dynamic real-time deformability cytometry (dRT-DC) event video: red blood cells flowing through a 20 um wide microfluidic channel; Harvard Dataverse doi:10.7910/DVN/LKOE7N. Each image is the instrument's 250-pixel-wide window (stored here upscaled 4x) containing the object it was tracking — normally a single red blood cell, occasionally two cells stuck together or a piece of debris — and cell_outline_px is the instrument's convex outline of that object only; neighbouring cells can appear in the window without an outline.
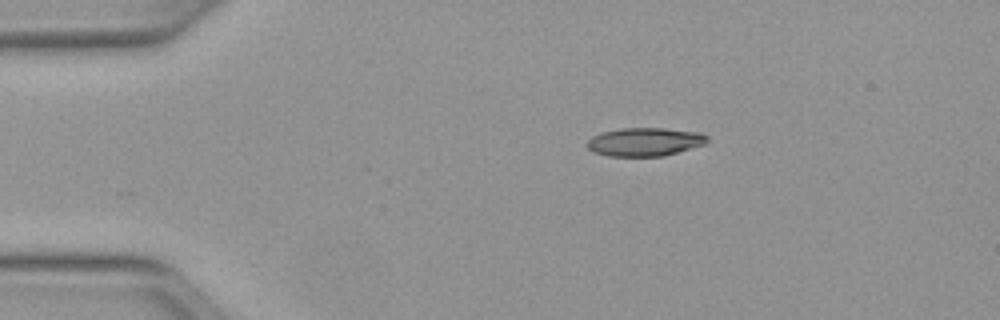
{"species": "Egyptian fruit bat (a non-hibernating species)", "species_latin": "Rousettus aegyptiacus", "temperature_condition": "warm", "stored_images_in_passage": 40, "camera_frame_rate_fps": 3000, "um_per_image_px": 0.085, "animal": {"sex": "female"}, "frame": {"image": 1, "passage_image": 1, "time_ms": 0.0, "image_size_px": [1000, 320], "cell_outline_px": [[708, 144], [664, 156], [608, 156], [592, 152], [584, 144], [592, 136], [600, 132], [620, 128], [664, 128], [700, 132], [708, 136]], "centroid_in_image_um": [54.81, 12.06], "position_along_channel_um": 30.2, "area_um2": 20.29}}
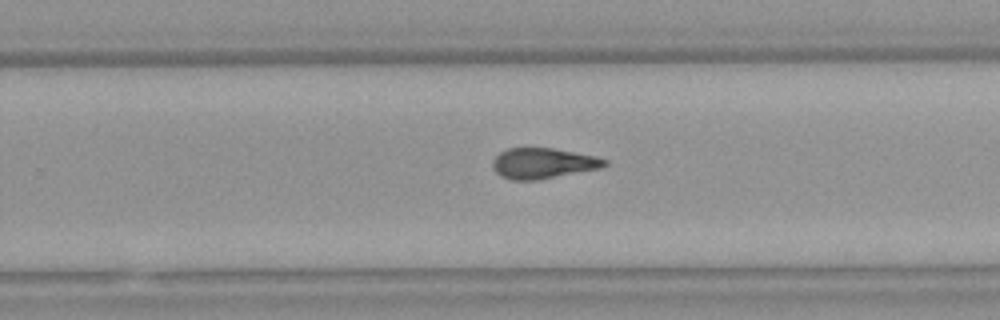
{"frame": {"image": 2, "passage_image": 24, "time_ms": 7.667, "image_size_px": [1000, 320], "cell_outline_px": [[608, 164], [604, 168], [540, 180], [512, 180], [500, 176], [492, 168], [492, 160], [500, 152], [508, 148], [552, 148], [596, 156], [608, 160]], "centroid_in_image_um": [46.19, 13.89], "position_along_channel_um": 283.6, "area_um2": 20.29}}
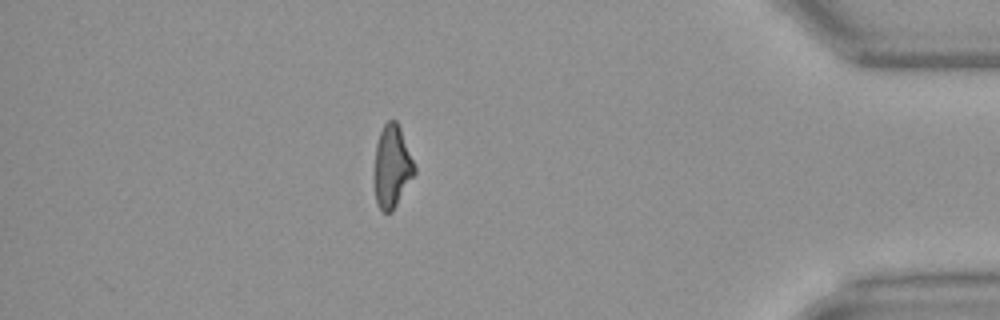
{"frame": {"image": 3, "passage_image": 36, "time_ms": 11.667, "image_size_px": [1000, 320], "cell_outline_px": [[416, 172], [392, 212], [384, 212], [380, 208], [376, 200], [376, 144], [380, 132], [384, 124], [388, 120], [396, 120], [400, 128], [416, 168]], "centroid_in_image_um": [33.35, 14.14], "position_along_channel_um": 401.9, "area_um2": 18.67}, "authors_computed_cell_mechanics": {"area_um2": 20.2878, "velocity_mm_per_s": 4.0126, "shape_relaxation_time_tau1_ms": null, "shape_relaxation_time_tau2_ms": 3.5425, "deformation_change_tau1": null, "deformation_change_tau2": 0.1313}}